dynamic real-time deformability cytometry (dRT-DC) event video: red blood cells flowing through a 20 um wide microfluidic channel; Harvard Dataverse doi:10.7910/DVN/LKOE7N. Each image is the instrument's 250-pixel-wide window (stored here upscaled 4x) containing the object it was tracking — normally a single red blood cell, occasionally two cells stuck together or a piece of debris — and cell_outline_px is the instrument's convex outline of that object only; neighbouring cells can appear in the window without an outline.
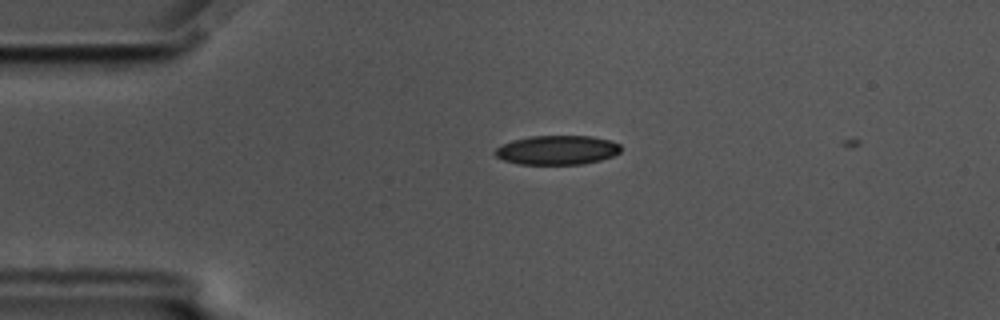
{"species": "common noctule bat (a hibernating species)", "species_latin": "Nyctalus noctula", "temperature_condition": "cold", "stored_images_in_passage": 2, "camera_frame_rate_fps": 3000, "um_per_image_px": 0.085, "animal": {"sex": "male", "body_mass_g": 17.5, "forearm_length_mm": 52.3}, "frame": {"image": 1, "passage_image": 1, "time_ms": 0.0, "image_size_px": [1000, 320], "cell_outline_px": [[620, 152], [612, 156], [600, 160], [584, 164], [520, 164], [504, 160], [496, 156], [492, 152], [496, 148], [512, 140], [528, 136], [592, 136], [612, 140], [620, 144]], "centroid_in_image_um": [47.36, 12.75], "position_along_channel_um": 37.6, "area_um2": 21.5}}